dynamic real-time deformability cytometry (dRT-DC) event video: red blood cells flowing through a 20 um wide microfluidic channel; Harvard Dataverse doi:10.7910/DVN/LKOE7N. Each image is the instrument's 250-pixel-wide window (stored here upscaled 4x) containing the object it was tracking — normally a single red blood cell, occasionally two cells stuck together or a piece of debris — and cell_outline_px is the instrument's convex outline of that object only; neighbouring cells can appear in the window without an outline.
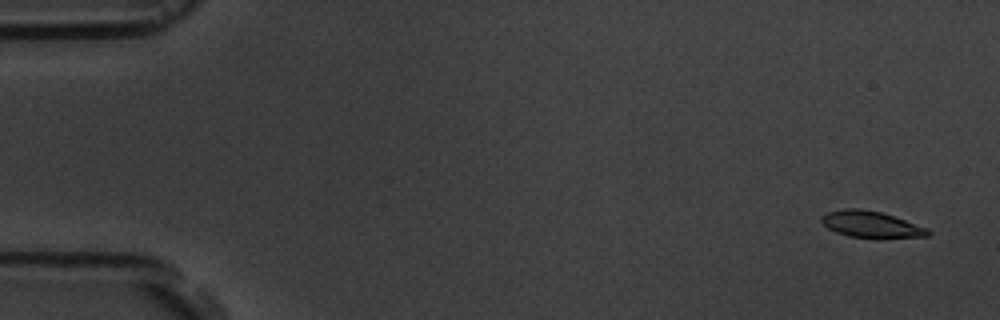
{"species": "common noctule bat (a hibernating species)", "species_latin": "Nyctalus noctula", "temperature_condition": "room temperature", "stored_images_in_passage": 5, "camera_frame_rate_fps": 3000, "um_per_image_px": 0.085, "animal": {"sex": "male", "body_mass_g": 19.5, "forearm_length_mm": 54.6}, "frame": {"image": 1, "passage_image": 1, "time_ms": 0.0, "image_size_px": [1000, 320], "cell_outline_px": [[932, 232], [928, 236], [880, 240], [848, 236], [836, 232], [828, 228], [820, 220], [820, 216], [828, 212], [844, 208], [860, 208], [880, 212], [928, 228]], "centroid_in_image_um": [74.06, 19.11], "position_along_channel_um": 10.9, "area_um2": 16.88}}
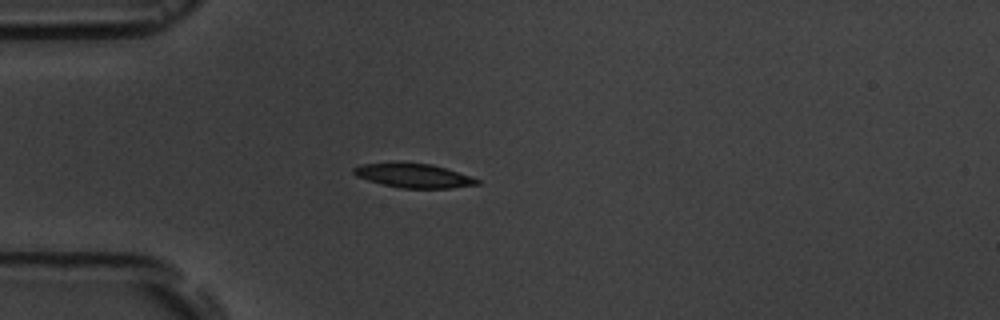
{"frame": {"image": 2, "passage_image": 4, "time_ms": 4.333, "image_size_px": [1000, 320], "cell_outline_px": [[480, 184], [452, 188], [400, 188], [368, 180], [356, 176], [352, 172], [352, 168], [360, 164], [396, 160], [400, 160], [432, 164], [472, 176], [480, 180]], "centroid_in_image_um": [35.11, 14.88], "position_along_channel_um": 49.9, "area_um2": 18.03}}